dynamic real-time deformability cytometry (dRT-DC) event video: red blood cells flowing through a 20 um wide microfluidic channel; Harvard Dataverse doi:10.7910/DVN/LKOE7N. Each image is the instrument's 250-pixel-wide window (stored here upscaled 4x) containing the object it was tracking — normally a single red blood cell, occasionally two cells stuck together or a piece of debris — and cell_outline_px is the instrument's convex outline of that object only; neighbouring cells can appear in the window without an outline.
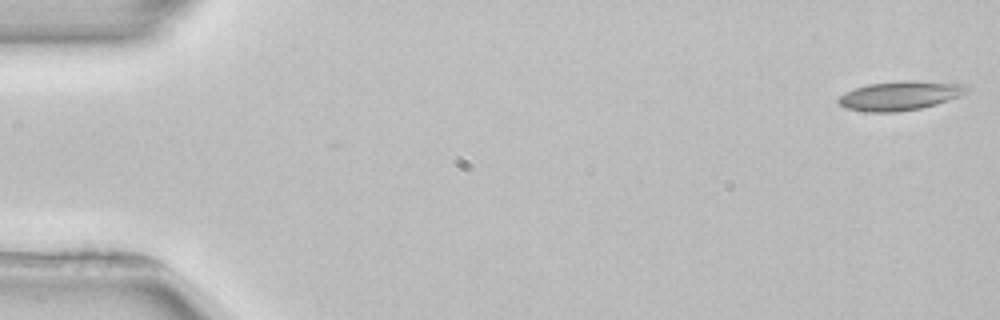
{"species": "common noctule bat (a hibernating species)", "species_latin": "Nyctalus noctula", "temperature_condition": "room temperature", "stored_images_in_passage": 52, "camera_frame_rate_fps": 3000, "um_per_image_px": 0.085, "animal": {"sex": "female", "body_mass_g": 22.7, "forearm_length_mm": 54.2}, "frame": {"image": 1, "passage_image": 1, "time_ms": 0.0, "image_size_px": [1000, 320], "cell_outline_px": [[968, 88], [964, 92], [948, 100], [936, 104], [920, 108], [896, 112], [868, 112], [844, 108], [836, 100], [844, 92], [868, 84], [900, 80], [908, 80], [968, 84]], "centroid_in_image_um": [76.44, 8.13], "position_along_channel_um": 8.6, "area_um2": 21.68}}
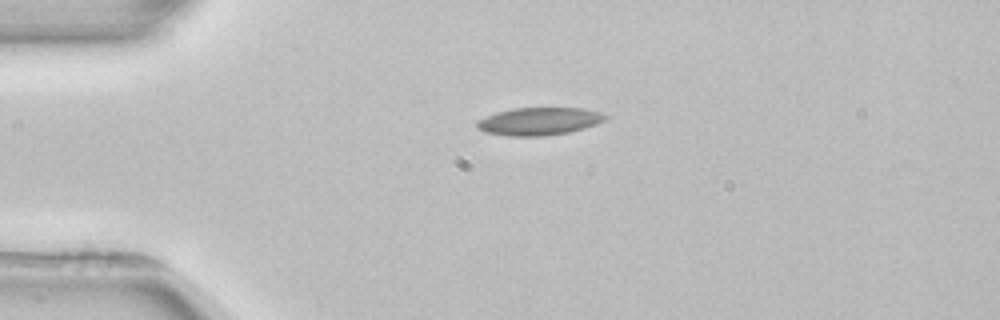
{"frame": {"image": 2, "passage_image": 12, "time_ms": 3.667, "image_size_px": [1000, 320], "cell_outline_px": [[608, 116], [604, 120], [596, 124], [584, 128], [568, 132], [544, 136], [508, 136], [484, 132], [476, 128], [476, 120], [496, 112], [512, 108], [584, 108], [600, 112]], "centroid_in_image_um": [45.78, 10.31], "position_along_channel_um": 39.2, "area_um2": 20.81}}
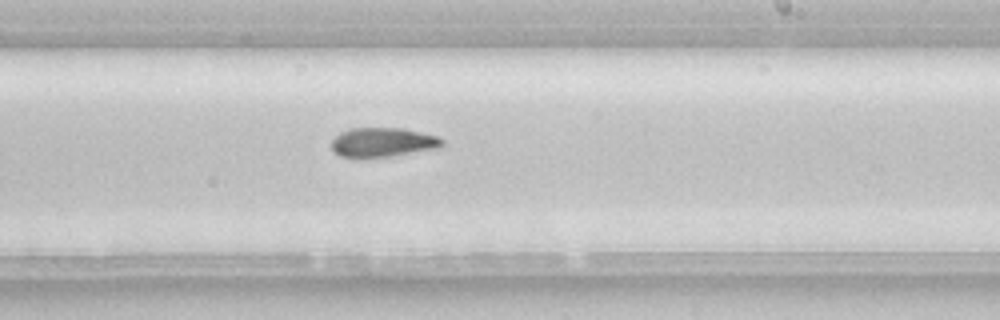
{"frame": {"image": 3, "passage_image": 31, "time_ms": 10.0, "image_size_px": [1000, 320], "cell_outline_px": [[444, 144], [440, 148], [392, 156], [340, 156], [332, 152], [332, 140], [340, 132], [352, 128], [404, 128], [436, 136], [444, 140]], "centroid_in_image_um": [32.56, 12.08], "position_along_channel_um": 256.4, "area_um2": 18.73}}